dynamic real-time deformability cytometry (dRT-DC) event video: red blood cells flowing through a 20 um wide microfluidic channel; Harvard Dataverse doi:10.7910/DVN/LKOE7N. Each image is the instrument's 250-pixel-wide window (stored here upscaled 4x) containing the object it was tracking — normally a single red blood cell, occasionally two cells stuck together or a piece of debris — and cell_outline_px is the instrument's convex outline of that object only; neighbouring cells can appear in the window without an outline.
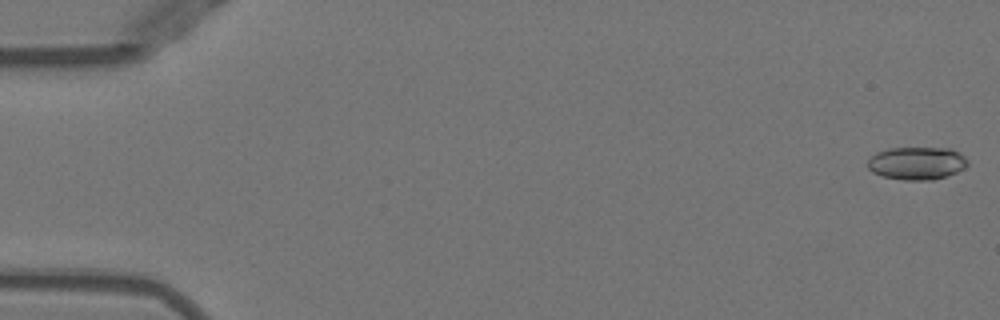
{"species": "Egyptian fruit bat (a non-hibernating species)", "species_latin": "Rousettus aegyptiacus", "temperature_condition": "warm", "stored_images_in_passage": 16, "camera_frame_rate_fps": 3000, "um_per_image_px": 0.085, "animal": {"sex": "female"}, "frame": {"image": 1, "passage_image": 1, "time_ms": 0.0, "image_size_px": [1000, 320], "cell_outline_px": [[968, 164], [964, 168], [948, 176], [932, 180], [904, 180], [884, 176], [872, 172], [868, 168], [868, 160], [876, 152], [888, 148], [952, 148], [960, 152], [968, 160]], "centroid_in_image_um": [77.96, 13.87], "position_along_channel_um": 7.0, "area_um2": 19.25}}
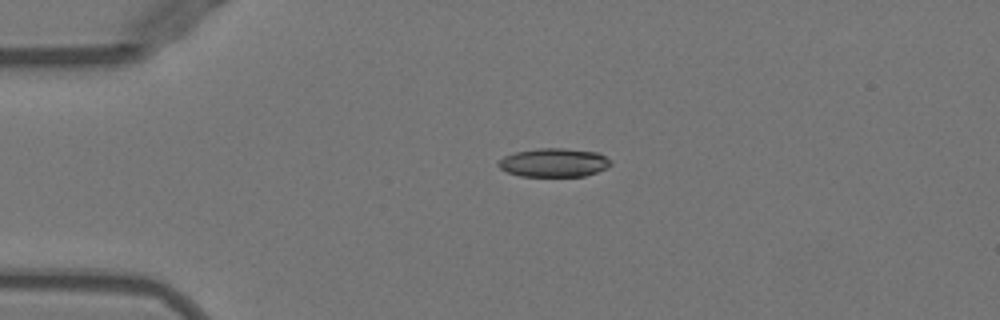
{"frame": {"image": 2, "passage_image": 12, "time_ms": 3.667, "image_size_px": [1000, 320], "cell_outline_px": [[612, 164], [608, 168], [584, 176], [520, 176], [508, 172], [500, 168], [496, 164], [504, 156], [516, 152], [536, 148], [564, 148], [600, 152], [612, 160]], "centroid_in_image_um": [47.13, 13.81], "position_along_channel_um": 37.9, "area_um2": 18.96}}